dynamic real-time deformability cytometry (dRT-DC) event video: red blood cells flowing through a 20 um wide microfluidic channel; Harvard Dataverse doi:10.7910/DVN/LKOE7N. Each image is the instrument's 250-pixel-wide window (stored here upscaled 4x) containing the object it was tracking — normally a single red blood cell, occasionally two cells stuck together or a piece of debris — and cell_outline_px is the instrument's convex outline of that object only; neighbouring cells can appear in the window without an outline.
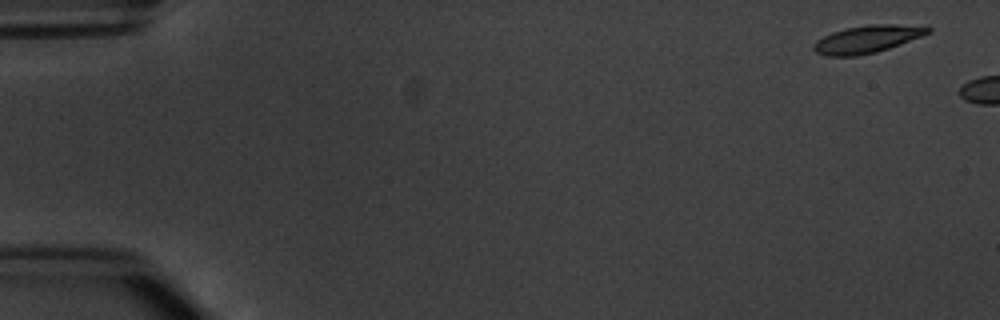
{"species": "common noctule bat (a hibernating species)", "species_latin": "Nyctalus noctula", "temperature_condition": "warm", "stored_images_in_passage": 3, "camera_frame_rate_fps": 3000, "um_per_image_px": 0.085, "animal": {"sex": "male", "body_mass_g": 20.1, "forearm_length_mm": 53.5}, "frame": {"image": 1, "passage_image": 1, "time_ms": 0.0, "image_size_px": [1000, 320], "cell_outline_px": [[932, 32], [888, 48], [876, 52], [856, 56], [828, 56], [816, 52], [812, 48], [812, 44], [816, 40], [832, 32], [848, 28], [872, 24], [928, 24], [932, 28]], "centroid_in_image_um": [73.78, 3.3], "position_along_channel_um": 11.2, "area_um2": 18.5}}